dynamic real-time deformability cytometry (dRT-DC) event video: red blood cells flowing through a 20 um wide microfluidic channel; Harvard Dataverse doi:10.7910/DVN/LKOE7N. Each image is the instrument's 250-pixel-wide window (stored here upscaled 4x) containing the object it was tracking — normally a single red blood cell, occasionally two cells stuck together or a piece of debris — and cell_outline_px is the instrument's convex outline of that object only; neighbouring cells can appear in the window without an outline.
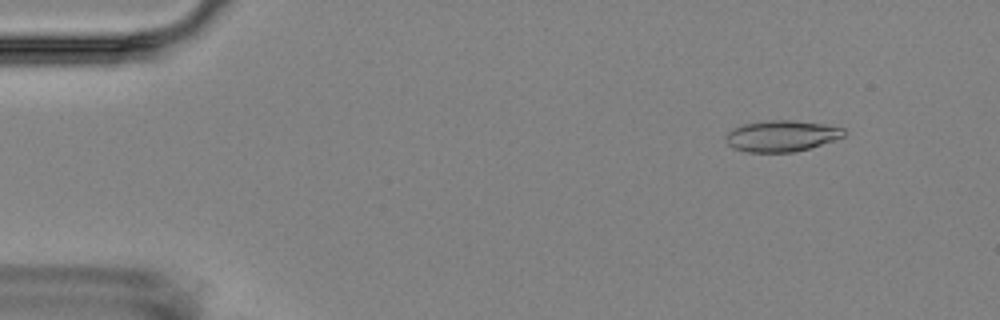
{"species": "Egyptian fruit bat (a non-hibernating species)", "species_latin": "Rousettus aegyptiacus", "temperature_condition": "room temperature", "stored_images_in_passage": 6, "camera_frame_rate_fps": 3000, "um_per_image_px": 0.085, "animal": {"sex": "female"}, "frame": {"image": 1, "passage_image": 2, "time_ms": 1.0, "image_size_px": [1000, 320], "cell_outline_px": [[848, 132], [844, 136], [808, 148], [792, 152], [748, 152], [732, 148], [728, 144], [724, 136], [732, 128], [744, 124], [768, 120], [792, 120], [824, 124], [844, 128]], "centroid_in_image_um": [66.41, 11.55], "position_along_channel_um": 18.6, "area_um2": 21.39}}
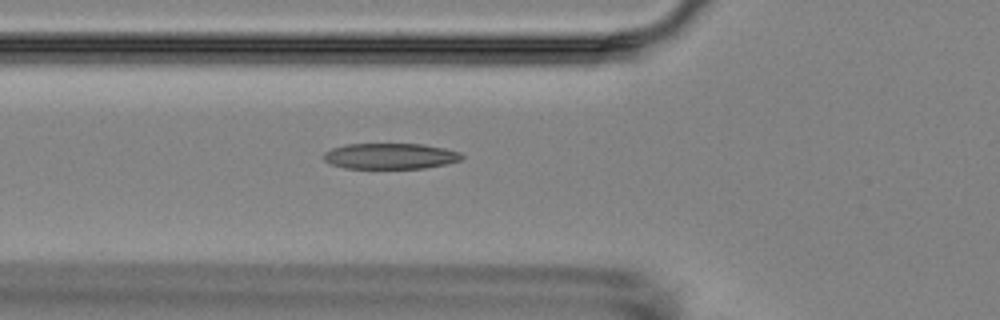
{"frame": {"image": 2, "passage_image": 6, "time_ms": 5.667, "image_size_px": [1000, 320], "cell_outline_px": [[464, 156], [460, 160], [448, 164], [424, 168], [344, 168], [332, 164], [324, 160], [324, 152], [332, 148], [348, 144], [424, 144], [444, 148], [460, 152]], "centroid_in_image_um": [33.2, 13.27], "position_along_channel_um": 92.6, "area_um2": 20.75}}